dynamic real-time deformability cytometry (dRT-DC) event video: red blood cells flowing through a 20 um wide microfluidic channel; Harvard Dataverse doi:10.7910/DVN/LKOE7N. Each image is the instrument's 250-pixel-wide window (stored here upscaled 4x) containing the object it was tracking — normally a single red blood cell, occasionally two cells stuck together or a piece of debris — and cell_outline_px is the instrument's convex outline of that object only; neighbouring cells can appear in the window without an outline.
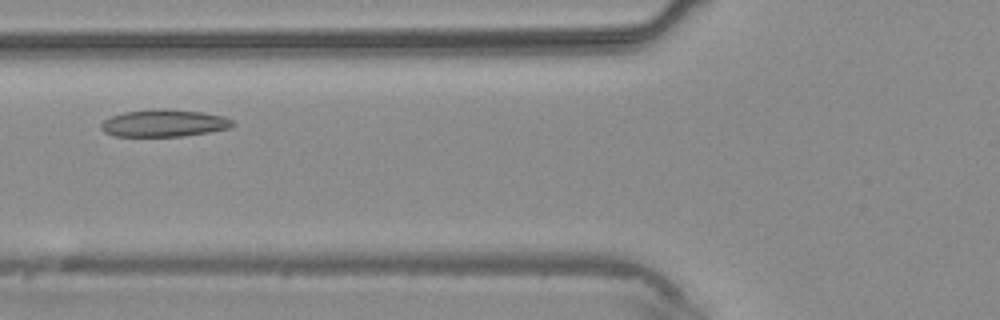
{"species": "common noctule bat (a hibernating species)", "species_latin": "Nyctalus noctula", "temperature_condition": "warm", "stored_images_in_passage": 3, "camera_frame_rate_fps": 3000, "um_per_image_px": 0.085, "animal": {"sex": "male", "body_mass_g": 20.4}, "frame": {"image": 1, "passage_image": 3, "time_ms": 5.333, "image_size_px": [1000, 320], "cell_outline_px": [[236, 124], [228, 128], [208, 132], [184, 136], [116, 136], [104, 132], [100, 128], [100, 124], [104, 120], [112, 116], [124, 112], [152, 108], [168, 108], [204, 112], [224, 116], [232, 120]], "centroid_in_image_um": [13.94, 10.45], "position_along_channel_um": 111.9, "area_um2": 21.1}}